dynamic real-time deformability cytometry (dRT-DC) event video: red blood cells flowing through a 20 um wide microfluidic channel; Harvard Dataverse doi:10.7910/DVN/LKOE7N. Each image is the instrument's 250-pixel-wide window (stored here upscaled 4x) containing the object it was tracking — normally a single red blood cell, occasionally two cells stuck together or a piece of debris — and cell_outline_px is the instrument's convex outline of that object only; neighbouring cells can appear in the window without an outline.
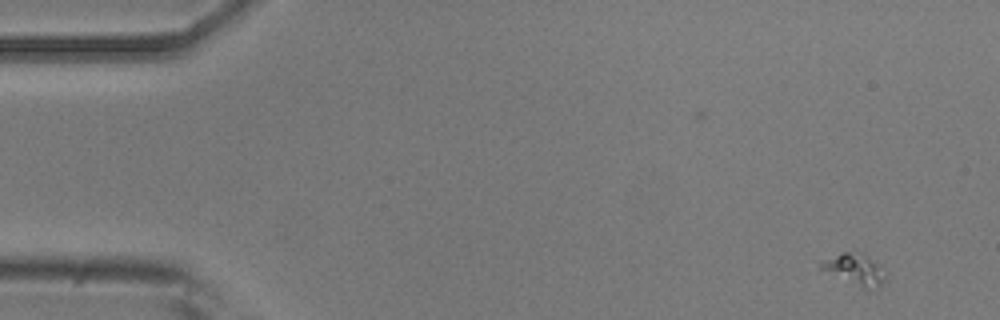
{"species": "common noctule bat (a hibernating species)", "species_latin": "Nyctalus noctula", "temperature_condition": "room temperature", "stored_images_in_passage": 5, "camera_frame_rate_fps": 3000, "um_per_image_px": 0.085, "animal": {"sex": "male", "body_mass_g": 20.5, "forearm_length_mm": 52.5}, "frame": {"image": 1, "passage_image": 1, "time_ms": 0.0, "image_size_px": [1000, 320], "cell_outline_px": [[884, 280], [880, 284], [868, 292], [820, 268], [820, 264], [844, 252], [860, 252], [876, 268]], "centroid_in_image_um": [72.59, 22.97], "position_along_channel_um": 12.4, "area_um2": 10.46}}
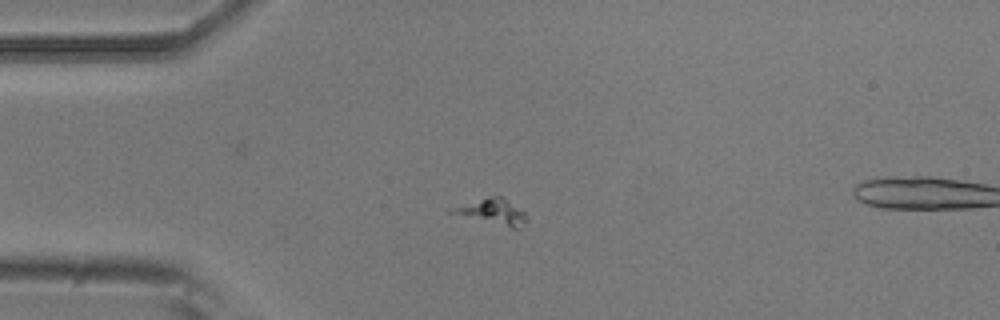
{"frame": {"image": 2, "passage_image": 4, "time_ms": 1.0, "image_size_px": [1000, 320], "cell_outline_px": [[528, 220], [516, 228], [512, 228], [448, 212], [448, 208], [488, 196], [500, 196], [524, 212], [528, 216]], "centroid_in_image_um": [41.83, 17.98], "position_along_channel_um": 43.2, "area_um2": 10.81}}